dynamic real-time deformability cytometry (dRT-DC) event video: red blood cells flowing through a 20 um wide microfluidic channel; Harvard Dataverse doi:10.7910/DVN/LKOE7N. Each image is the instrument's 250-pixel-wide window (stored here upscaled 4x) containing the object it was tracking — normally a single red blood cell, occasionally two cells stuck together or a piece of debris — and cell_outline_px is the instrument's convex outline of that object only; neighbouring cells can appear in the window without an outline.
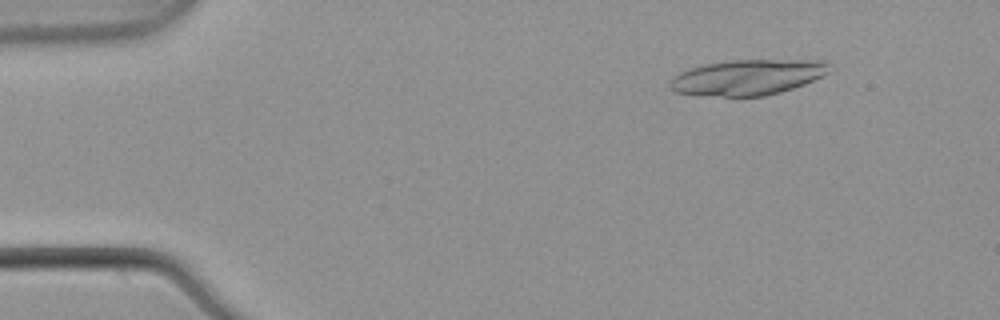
{"species": "common noctule bat (a hibernating species)", "species_latin": "Nyctalus noctula", "temperature_condition": "warm", "stored_images_in_passage": 19, "camera_frame_rate_fps": 3000, "um_per_image_px": 0.085, "animal": {"sex": "male", "body_mass_g": 21.5, "forearm_length_mm": 52.0}, "frame": {"image": 1, "passage_image": 7, "time_ms": 2.0, "image_size_px": [1000, 320], "cell_outline_px": [[828, 72], [804, 84], [780, 92], [764, 96], [696, 96], [676, 92], [668, 84], [680, 72], [688, 68], [704, 64], [732, 60], [824, 60], [828, 64]], "centroid_in_image_um": [63.5, 6.57], "position_along_channel_um": 21.5, "area_um2": 32.83}}